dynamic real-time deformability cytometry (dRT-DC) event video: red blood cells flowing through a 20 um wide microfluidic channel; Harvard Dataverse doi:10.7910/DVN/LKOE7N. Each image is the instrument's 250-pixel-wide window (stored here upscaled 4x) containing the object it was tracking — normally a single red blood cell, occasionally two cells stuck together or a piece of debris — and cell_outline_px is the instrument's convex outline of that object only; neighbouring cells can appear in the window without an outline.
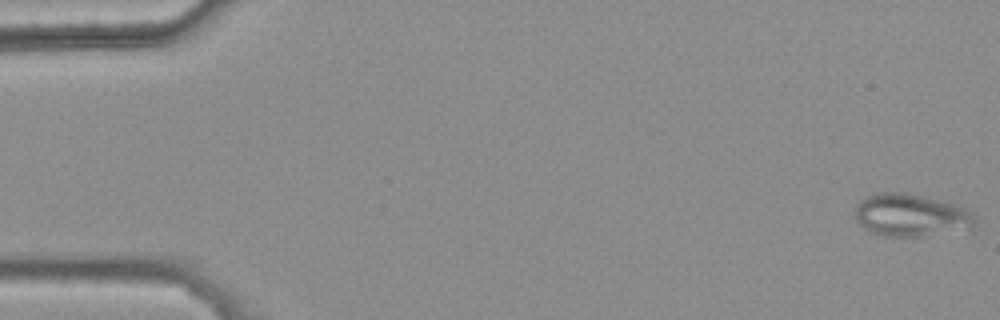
{"species": "common noctule bat (a hibernating species)", "species_latin": "Nyctalus noctula", "temperature_condition": "warm", "stored_images_in_passage": 46, "camera_frame_rate_fps": 3000, "um_per_image_px": 0.085, "animal": {"sex": "female", "body_mass_g": 25.1}, "frame": {"image": 1, "passage_image": 1, "time_ms": 0.0, "image_size_px": [1000, 320], "cell_outline_px": [[976, 220], [972, 228], [924, 236], [880, 236], [864, 228], [856, 220], [856, 204], [860, 200], [868, 196], [880, 192], [900, 192], [920, 196], [952, 204], [964, 208]], "centroid_in_image_um": [77.37, 18.31], "position_along_channel_um": 7.6, "area_um2": 29.19}}
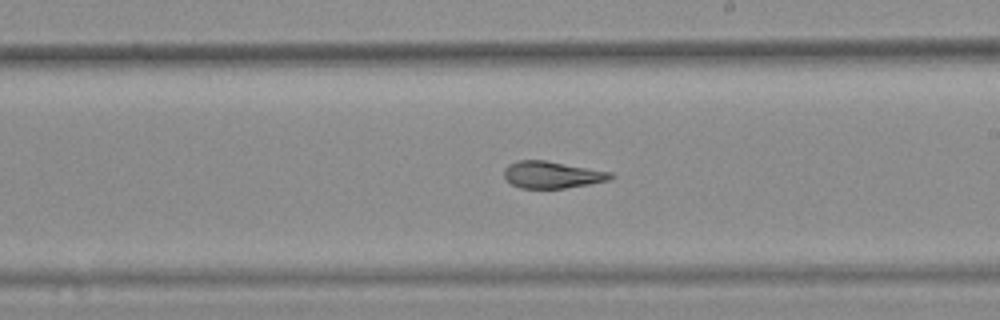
{"frame": {"image": 2, "passage_image": 31, "time_ms": 10.0, "image_size_px": [1000, 320], "cell_outline_px": [[616, 176], [608, 180], [588, 184], [564, 188], [520, 188], [512, 184], [504, 176], [504, 168], [508, 164], [520, 160], [544, 160], [612, 172]], "centroid_in_image_um": [46.92, 14.85], "position_along_channel_um": 242.1, "area_um2": 16.59}}
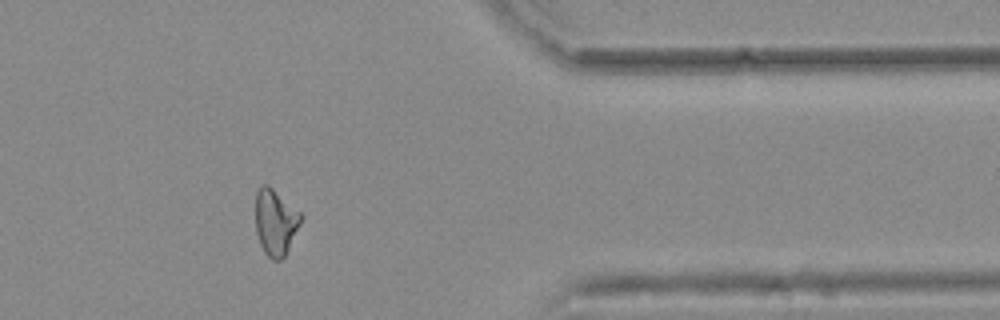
{"frame": {"image": 3, "passage_image": 44, "time_ms": 14.333, "image_size_px": [1000, 320], "cell_outline_px": [[304, 216], [284, 256], [280, 260], [272, 260], [264, 252], [260, 244], [256, 232], [256, 192], [260, 184], [268, 184], [300, 212]], "centroid_in_image_um": [23.4, 18.86], "position_along_channel_um": 388.0, "area_um2": 17.4}, "authors_computed_cell_mechanics": {"area_um2": 18.0047, "velocity_mm_per_s": 3.791, "shape_relaxation_time_tau1_ms": null, "shape_relaxation_time_tau2_ms": 2.3174, "deformation_change_tau1": null, "deformation_change_tau2": 0.0812}}